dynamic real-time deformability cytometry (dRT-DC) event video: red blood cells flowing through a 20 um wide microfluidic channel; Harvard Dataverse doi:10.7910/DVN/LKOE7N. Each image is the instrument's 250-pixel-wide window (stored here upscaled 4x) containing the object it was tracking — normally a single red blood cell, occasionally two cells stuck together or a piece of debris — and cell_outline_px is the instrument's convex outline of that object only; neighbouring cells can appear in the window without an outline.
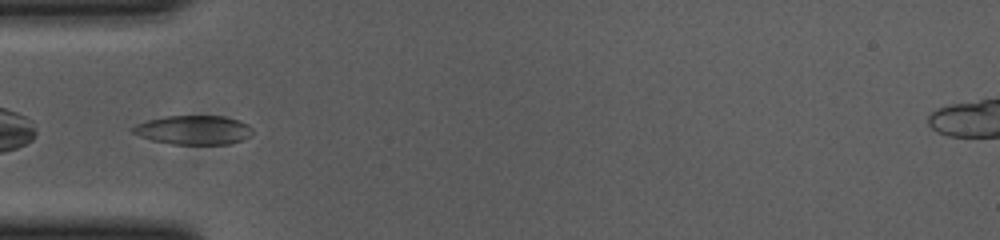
{"species": "common noctule bat (a hibernating species)", "species_latin": "Nyctalus noctula", "temperature_condition": "cold", "stored_images_in_passage": 32, "camera_frame_rate_fps": 3000, "um_per_image_px": 0.085, "animal": {"sex": "female", "body_mass_g": 23.0, "forearm_length_mm": 53.4}, "frame": {"image": 1, "passage_image": 1, "time_ms": 0.0, "image_size_px": [1000, 240], "cell_outline_px": [[252, 136], [244, 140], [228, 144], [172, 144], [152, 140], [140, 136], [132, 132], [132, 128], [136, 124], [148, 120], [164, 116], [224, 116], [240, 120], [248, 124], [252, 128]], "centroid_in_image_um": [16.5, 11.05], "position_along_channel_um": 68.5, "area_um2": 20.4}}
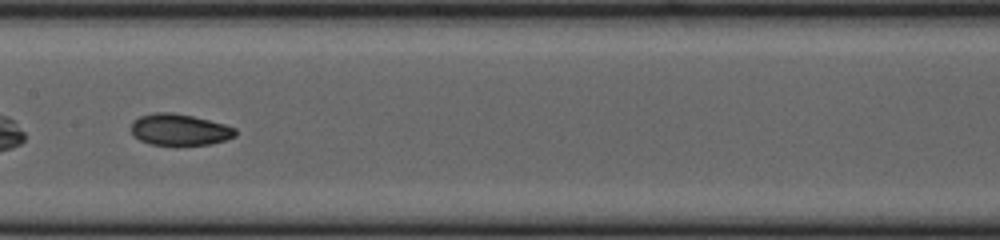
{"frame": {"image": 2, "passage_image": 11, "time_ms": 3.333, "image_size_px": [1000, 240], "cell_outline_px": [[236, 136], [212, 144], [152, 144], [140, 140], [132, 132], [132, 124], [140, 116], [156, 112], [172, 112], [192, 116], [224, 124], [236, 128]], "centroid_in_image_um": [15.3, 11.01], "position_along_channel_um": 192.1, "area_um2": 18.67}}
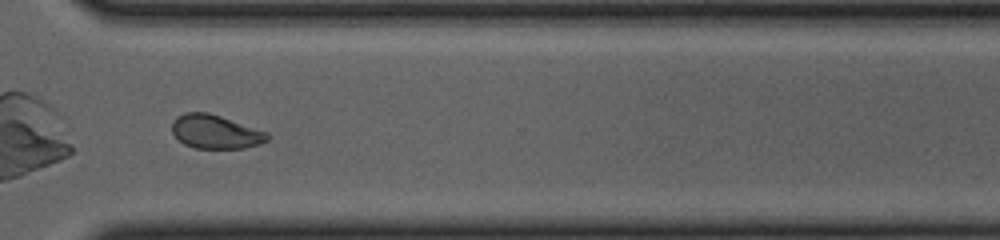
{"frame": {"image": 3, "passage_image": 24, "time_ms": 7.667, "image_size_px": [1000, 240], "cell_outline_px": [[268, 140], [260, 144], [244, 148], [196, 148], [184, 144], [172, 132], [172, 120], [176, 116], [184, 112], [208, 112], [268, 132]], "centroid_in_image_um": [18.3, 11.19], "position_along_channel_um": 352.3, "area_um2": 18.73}, "authors_computed_cell_mechanics": {"area_um2": 18.9873, "velocity_mm_per_s": 3.6927, "shape_relaxation_time_tau1_ms": 7.1008, "shape_relaxation_time_tau2_ms": 3.0863, "deformation_change_tau1": 0.1648, "deformation_change_tau2": 0.0693}}